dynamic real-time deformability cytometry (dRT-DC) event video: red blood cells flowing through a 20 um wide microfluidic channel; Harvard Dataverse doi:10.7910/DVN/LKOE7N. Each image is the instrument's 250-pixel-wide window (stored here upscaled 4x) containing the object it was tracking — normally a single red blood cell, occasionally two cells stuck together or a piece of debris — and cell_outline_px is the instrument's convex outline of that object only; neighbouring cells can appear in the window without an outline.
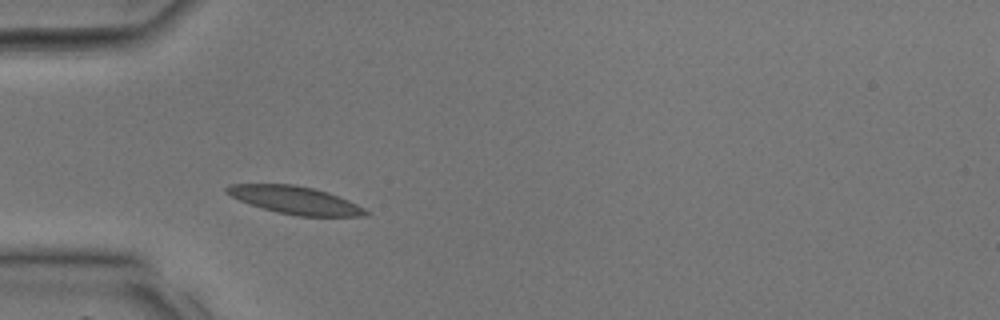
{"species": "common noctule bat (a hibernating species)", "species_latin": "Nyctalus noctula", "temperature_condition": "room temperature", "stored_images_in_passage": 32, "camera_frame_rate_fps": 3000, "um_per_image_px": 0.085, "animal": {"sex": "male", "body_mass_g": 17.9, "forearm_length_mm": 54.2}, "frame": {"image": 1, "passage_image": 6, "time_ms": 1.667, "image_size_px": [1000, 320], "cell_outline_px": [[372, 212], [368, 216], [300, 216], [276, 212], [240, 200], [224, 192], [224, 188], [228, 184], [292, 184], [312, 188], [328, 192], [348, 200]], "centroid_in_image_um": [25.11, 17.01], "position_along_channel_um": 59.9, "area_um2": 22.31}}
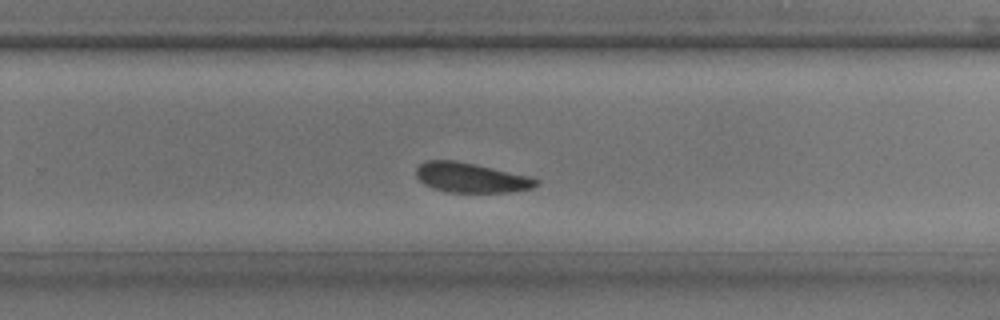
{"frame": {"image": 2, "passage_image": 19, "time_ms": 6.0, "image_size_px": [1000, 320], "cell_outline_px": [[540, 184], [532, 188], [508, 192], [448, 192], [432, 188], [424, 184], [416, 176], [416, 168], [424, 160], [456, 160], [476, 164], [528, 176], [540, 180]], "centroid_in_image_um": [40.02, 15.09], "position_along_channel_um": 289.8, "area_um2": 20.87}}
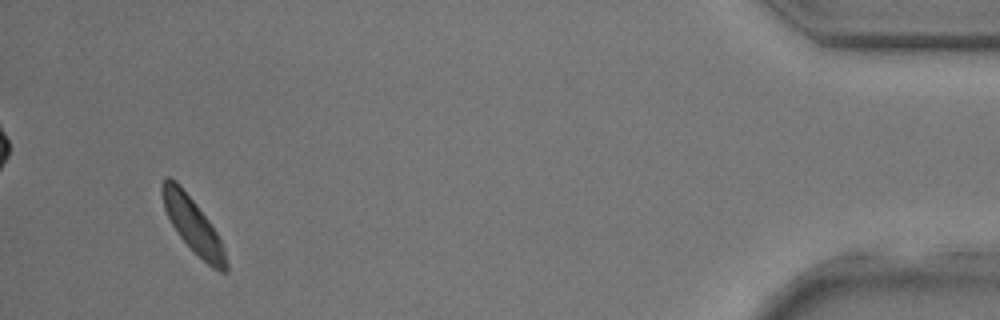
{"frame": {"image": 3, "passage_image": 30, "time_ms": 9.667, "image_size_px": [1000, 320], "cell_outline_px": [[228, 272], [220, 272], [212, 268], [180, 236], [172, 224], [164, 208], [160, 192], [160, 184], [164, 176], [168, 176], [176, 180], [180, 184], [196, 204], [208, 220], [216, 232], [220, 240], [228, 264]], "centroid_in_image_um": [16.36, 19.06], "position_along_channel_um": 418.8, "area_um2": 20.06}}